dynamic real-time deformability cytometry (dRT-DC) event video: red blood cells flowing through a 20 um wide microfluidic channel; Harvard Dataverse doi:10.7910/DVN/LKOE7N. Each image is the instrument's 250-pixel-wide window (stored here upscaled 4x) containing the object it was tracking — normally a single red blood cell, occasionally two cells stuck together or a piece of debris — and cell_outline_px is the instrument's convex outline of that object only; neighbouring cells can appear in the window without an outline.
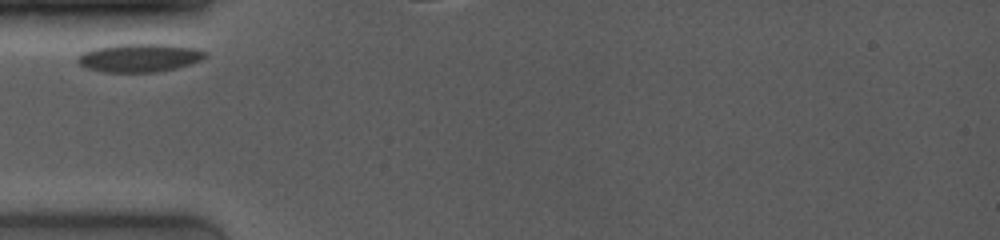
{"species": "common noctule bat (a hibernating species)", "species_latin": "Nyctalus noctula", "temperature_condition": "room temperature", "stored_images_in_passage": 5, "camera_frame_rate_fps": 4000, "um_per_image_px": 0.085, "animal": {"sex": "female", "body_mass_g": 19.0, "forearm_length_mm": 53.3}, "frame": {"image": 1, "passage_image": 1, "time_ms": 0.0, "image_size_px": [1000, 240], "cell_outline_px": [[208, 56], [200, 60], [176, 68], [156, 72], [104, 72], [88, 68], [80, 64], [76, 60], [84, 52], [96, 48], [116, 44], [172, 44], [196, 48], [208, 52]], "centroid_in_image_um": [11.91, 4.9], "position_along_channel_um": 73.1, "area_um2": 20.98}}